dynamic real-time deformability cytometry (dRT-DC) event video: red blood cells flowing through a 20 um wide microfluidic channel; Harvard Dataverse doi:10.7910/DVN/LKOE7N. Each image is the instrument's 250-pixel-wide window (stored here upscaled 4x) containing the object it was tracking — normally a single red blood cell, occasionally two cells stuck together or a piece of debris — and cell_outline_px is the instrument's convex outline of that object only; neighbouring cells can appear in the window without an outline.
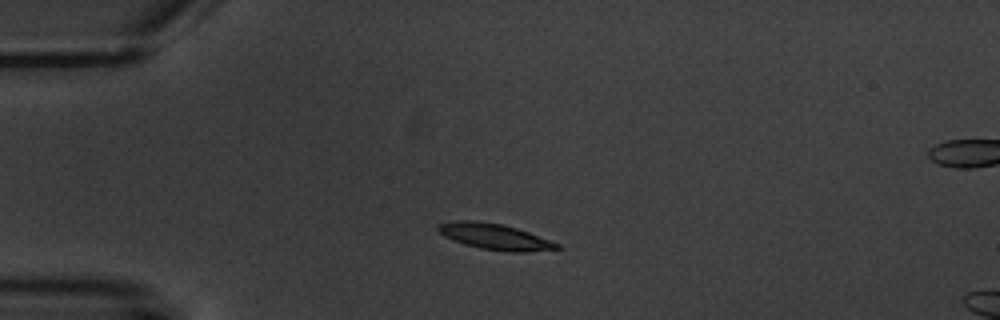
{"species": "common noctule bat (a hibernating species)", "species_latin": "Nyctalus noctula", "temperature_condition": "warm", "stored_images_in_passage": 3, "camera_frame_rate_fps": 3000, "um_per_image_px": 0.085, "animal": {"sex": "male", "body_mass_g": 20.1, "forearm_length_mm": 53.5}, "frame": {"image": 1, "passage_image": 1, "time_ms": 0.0, "image_size_px": [1000, 320], "cell_outline_px": [[560, 248], [528, 252], [512, 252], [480, 248], [464, 244], [452, 240], [444, 236], [436, 228], [436, 224], [456, 220], [476, 220], [500, 224], [516, 228], [528, 232], [560, 244]], "centroid_in_image_um": [42.01, 20.11], "position_along_channel_um": 43.0, "area_um2": 17.86}}